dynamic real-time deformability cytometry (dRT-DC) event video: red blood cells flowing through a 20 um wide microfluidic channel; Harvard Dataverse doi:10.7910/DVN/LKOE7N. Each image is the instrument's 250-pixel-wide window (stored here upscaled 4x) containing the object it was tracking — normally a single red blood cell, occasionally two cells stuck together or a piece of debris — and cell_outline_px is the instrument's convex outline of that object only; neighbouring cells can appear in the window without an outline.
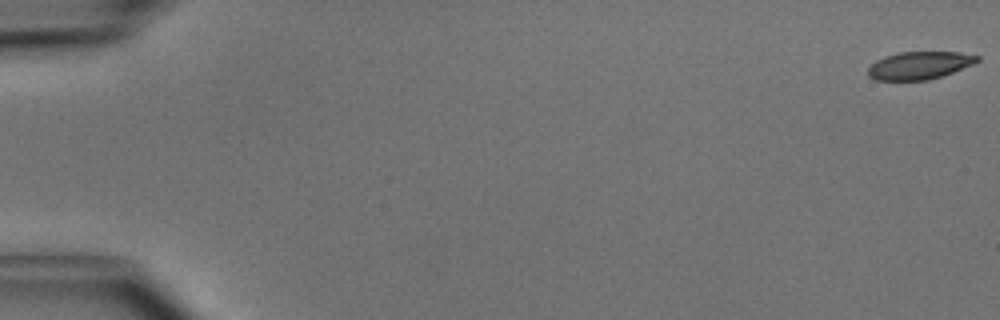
{"species": "common noctule bat (a hibernating species)", "species_latin": "Nyctalus noctula", "temperature_condition": "cold", "stored_images_in_passage": 13, "camera_frame_rate_fps": 3000, "um_per_image_px": 0.085, "animal": {"sex": "male", "body_mass_g": 15.6}, "frame": {"image": 1, "passage_image": 1, "time_ms": 0.0, "image_size_px": [1000, 320], "cell_outline_px": [[980, 60], [972, 64], [952, 72], [928, 80], [876, 80], [868, 76], [868, 68], [876, 60], [884, 56], [900, 52], [960, 52], [980, 56]], "centroid_in_image_um": [78.13, 5.55], "position_along_channel_um": 6.9, "area_um2": 17.51}}
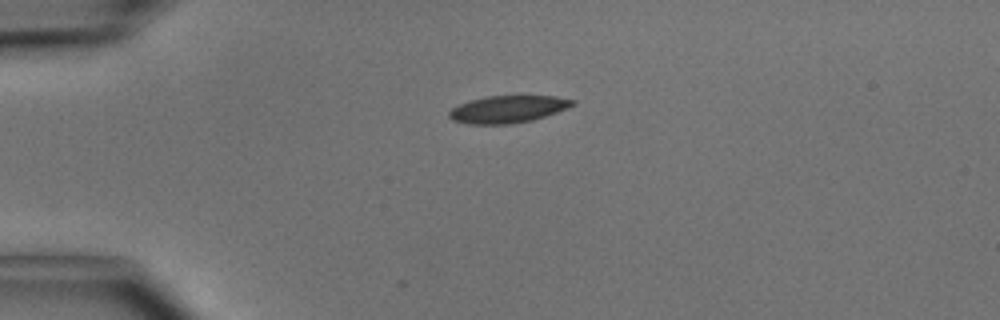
{"frame": {"image": 2, "passage_image": 13, "time_ms": 4.0, "image_size_px": [1000, 320], "cell_outline_px": [[576, 104], [556, 112], [532, 120], [512, 124], [468, 124], [452, 120], [448, 116], [448, 112], [452, 108], [468, 100], [484, 96], [556, 96], [576, 100]], "centroid_in_image_um": [43.14, 9.28], "position_along_channel_um": 41.9, "area_um2": 19.65}}